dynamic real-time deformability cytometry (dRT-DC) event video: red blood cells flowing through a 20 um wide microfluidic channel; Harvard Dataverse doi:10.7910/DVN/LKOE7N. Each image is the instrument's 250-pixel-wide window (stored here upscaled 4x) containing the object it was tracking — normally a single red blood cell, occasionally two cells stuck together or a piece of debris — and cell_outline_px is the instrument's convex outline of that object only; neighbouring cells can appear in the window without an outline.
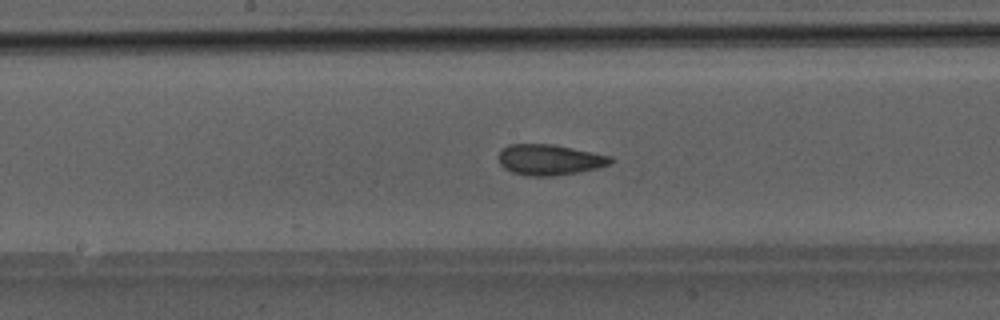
{"species": "Egyptian fruit bat (a non-hibernating species)", "species_latin": "Rousettus aegyptiacus", "temperature_condition": "room temperature", "stored_images_in_passage": 44, "camera_frame_rate_fps": 3000, "um_per_image_px": 0.085, "animal": {"sex": "male"}, "frame": {"image": 1, "passage_image": 21, "time_ms": 6.667, "image_size_px": [1000, 320], "cell_outline_px": [[612, 164], [596, 168], [576, 172], [552, 176], [528, 176], [512, 172], [504, 168], [500, 164], [500, 148], [508, 144], [552, 144], [612, 156]], "centroid_in_image_um": [46.69, 13.57], "position_along_channel_um": 201.5, "area_um2": 19.94}}
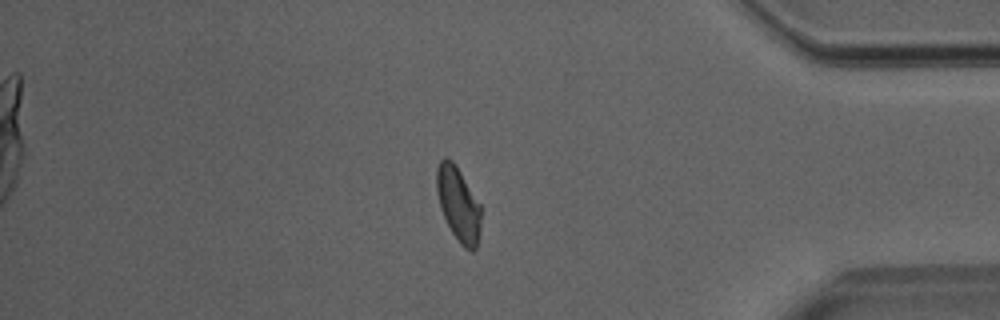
{"frame": {"image": 2, "passage_image": 37, "time_ms": 12.0, "image_size_px": [1000, 320], "cell_outline_px": [[480, 232], [476, 248], [472, 252], [464, 248], [460, 244], [452, 232], [440, 208], [436, 188], [436, 168], [440, 160], [444, 156], [448, 156], [456, 164], [480, 204]], "centroid_in_image_um": [38.95, 17.32], "position_along_channel_um": 396.3, "area_um2": 19.31}}
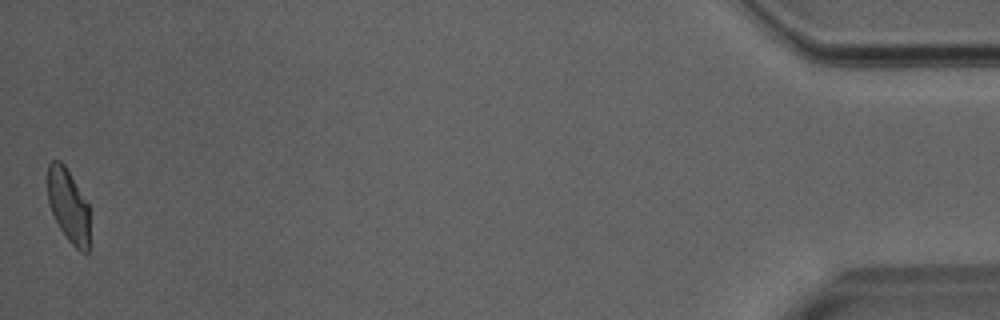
{"frame": {"image": 3, "passage_image": 44, "time_ms": 14.333, "image_size_px": [1000, 320], "cell_outline_px": [[88, 252], [80, 252], [68, 240], [60, 228], [52, 212], [48, 200], [48, 164], [52, 160], [60, 160], [64, 164], [88, 204]], "centroid_in_image_um": [5.8, 17.46], "position_along_channel_um": 429.4, "area_um2": 17.57}}